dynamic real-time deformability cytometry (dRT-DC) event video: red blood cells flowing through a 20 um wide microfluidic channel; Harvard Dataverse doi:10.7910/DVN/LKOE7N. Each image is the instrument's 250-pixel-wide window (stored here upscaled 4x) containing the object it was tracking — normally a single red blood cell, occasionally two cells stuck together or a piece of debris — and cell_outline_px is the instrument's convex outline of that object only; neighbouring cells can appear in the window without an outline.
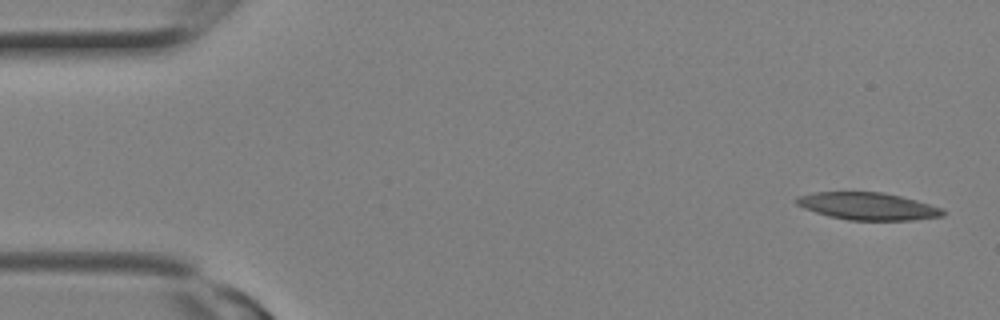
{"species": "Egyptian fruit bat (a non-hibernating species)", "species_latin": "Rousettus aegyptiacus", "temperature_condition": "room temperature", "stored_images_in_passage": 12, "camera_frame_rate_fps": 3000, "um_per_image_px": 0.085, "animal": {"sex": "female"}, "frame": {"image": 1, "passage_image": 1, "time_ms": 0.0, "image_size_px": [1000, 320], "cell_outline_px": [[944, 216], [912, 220], [848, 220], [828, 216], [804, 208], [796, 204], [792, 200], [796, 196], [812, 192], [880, 192], [900, 196], [916, 200], [944, 208]], "centroid_in_image_um": [73.73, 17.52], "position_along_channel_um": 11.3, "area_um2": 23.47}}
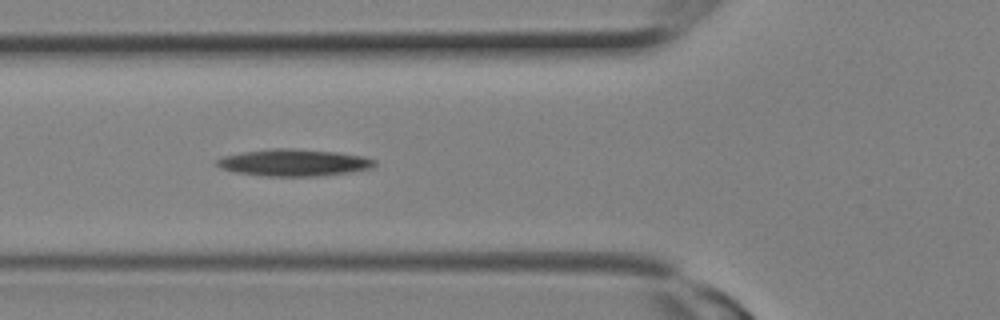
{"frame": {"image": 2, "passage_image": 9, "time_ms": 2.667, "image_size_px": [1000, 320], "cell_outline_px": [[376, 164], [372, 168], [348, 172], [316, 176], [260, 176], [232, 172], [220, 168], [216, 164], [216, 160], [224, 156], [244, 152], [276, 148], [292, 148], [336, 152], [364, 156], [376, 160]], "centroid_in_image_um": [24.96, 13.83], "position_along_channel_um": 100.8, "area_um2": 24.74}}
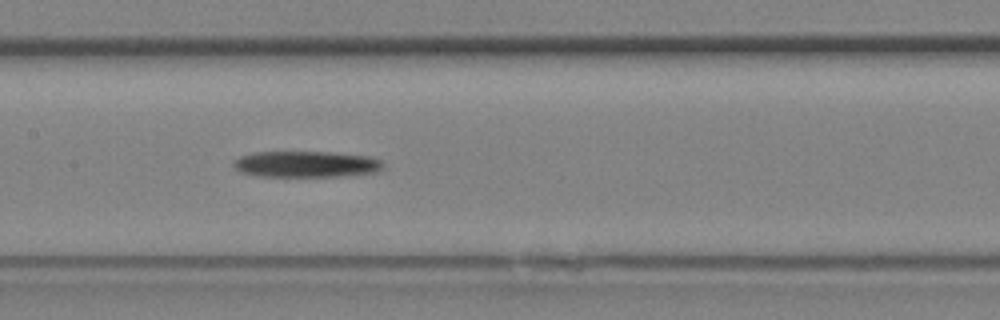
{"frame": {"image": 3, "passage_image": 12, "time_ms": 3.667, "image_size_px": [1000, 320], "cell_outline_px": [[384, 168], [376, 172], [340, 176], [256, 176], [240, 172], [232, 164], [232, 160], [240, 156], [252, 152], [336, 152], [368, 156], [380, 160], [384, 164]], "centroid_in_image_um": [26.0, 13.95], "position_along_channel_um": 181.4, "area_um2": 23.0}}